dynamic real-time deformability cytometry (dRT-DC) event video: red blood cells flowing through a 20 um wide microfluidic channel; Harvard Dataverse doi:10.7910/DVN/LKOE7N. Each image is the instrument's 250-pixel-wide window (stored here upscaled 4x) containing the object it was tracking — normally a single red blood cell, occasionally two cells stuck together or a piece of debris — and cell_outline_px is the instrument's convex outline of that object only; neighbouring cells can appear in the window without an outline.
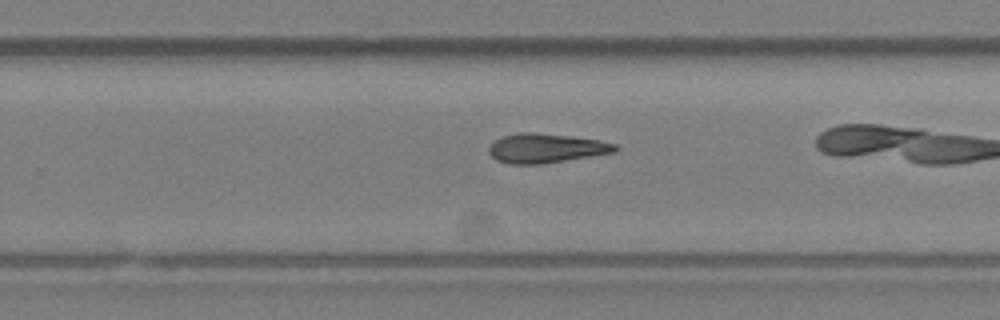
{"species": "Egyptian fruit bat (a non-hibernating species)", "species_latin": "Rousettus aegyptiacus", "temperature_condition": "room temperature", "stored_images_in_passage": 26, "camera_frame_rate_fps": 3000, "um_per_image_px": 0.085, "animal": {"sex": "female"}, "frame": {"image": 1, "passage_image": 19, "time_ms": 6.0, "image_size_px": [1000, 320], "cell_outline_px": [[620, 148], [616, 152], [592, 156], [540, 164], [508, 164], [496, 160], [488, 152], [488, 148], [496, 140], [504, 136], [524, 132], [532, 132], [572, 136], [600, 140], [616, 144]], "centroid_in_image_um": [46.44, 12.6], "position_along_channel_um": 283.4, "area_um2": 21.56}}